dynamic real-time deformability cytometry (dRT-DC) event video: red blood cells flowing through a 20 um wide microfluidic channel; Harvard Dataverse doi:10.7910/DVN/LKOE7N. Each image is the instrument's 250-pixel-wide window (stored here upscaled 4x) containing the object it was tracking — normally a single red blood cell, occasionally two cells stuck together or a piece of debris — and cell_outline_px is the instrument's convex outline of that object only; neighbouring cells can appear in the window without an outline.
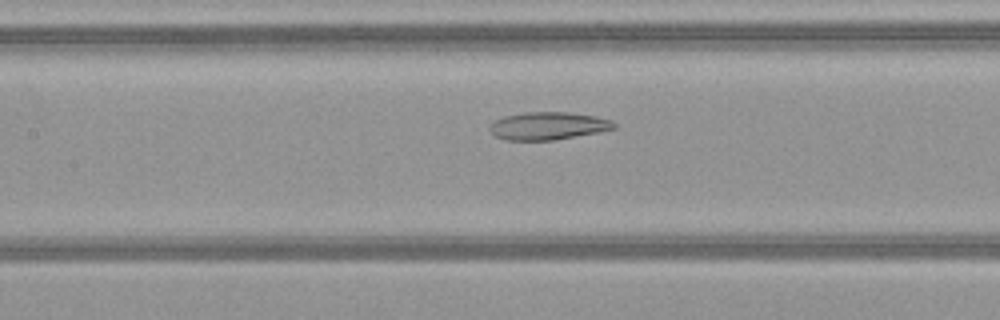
{"species": "common noctule bat (a hibernating species)", "species_latin": "Nyctalus noctula", "temperature_condition": "warm", "stored_images_in_passage": 49, "camera_frame_rate_fps": 3000, "um_per_image_px": 0.085, "animal": {"sex": "female", "body_mass_g": 21.9}, "frame": {"image": 1, "passage_image": 22, "time_ms": 7.0, "image_size_px": [1000, 320], "cell_outline_px": [[620, 128], [600, 132], [552, 140], [504, 140], [492, 136], [488, 132], [488, 124], [504, 116], [524, 112], [568, 112], [596, 116], [612, 120]], "centroid_in_image_um": [46.56, 10.7], "position_along_channel_um": 160.8, "area_um2": 20.52}}
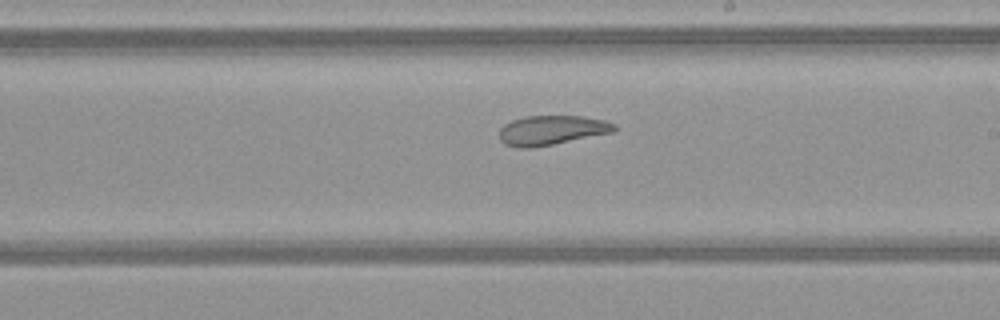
{"frame": {"image": 2, "passage_image": 28, "time_ms": 9.0, "image_size_px": [1000, 320], "cell_outline_px": [[616, 132], [532, 148], [516, 148], [504, 144], [500, 140], [500, 128], [504, 124], [512, 120], [524, 116], [584, 116], [604, 120], [616, 124]], "centroid_in_image_um": [46.9, 11.07], "position_along_channel_um": 242.1, "area_um2": 20.0}}
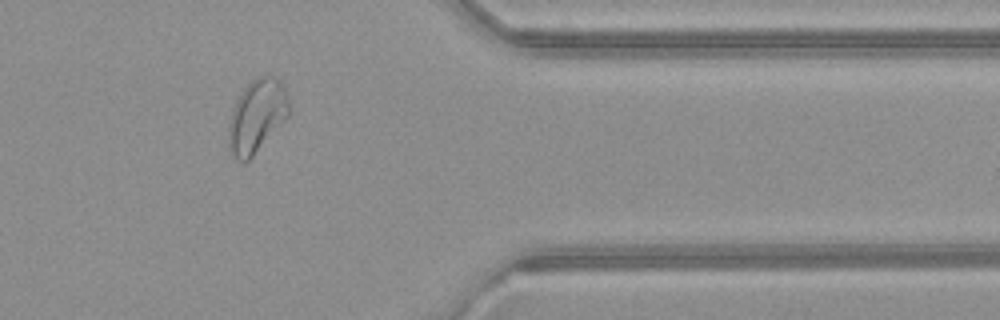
{"frame": {"image": 3, "passage_image": 40, "time_ms": 13.0, "image_size_px": [1000, 320], "cell_outline_px": [[292, 112], [252, 156], [244, 164], [232, 156], [228, 148], [228, 124], [232, 108], [240, 92], [252, 80], [260, 76], [276, 76], [280, 80], [288, 92]], "centroid_in_image_um": [21.84, 9.85], "position_along_channel_um": 389.6, "area_um2": 26.18}, "authors_computed_cell_mechanics": {"area_um2": 26.4146, "velocity_mm_per_s": 4.0758, "shape_relaxation_time_tau1_ms": null, "shape_relaxation_time_tau2_ms": 3.4193, "deformation_change_tau1": null, "deformation_change_tau2": 0.1107}}